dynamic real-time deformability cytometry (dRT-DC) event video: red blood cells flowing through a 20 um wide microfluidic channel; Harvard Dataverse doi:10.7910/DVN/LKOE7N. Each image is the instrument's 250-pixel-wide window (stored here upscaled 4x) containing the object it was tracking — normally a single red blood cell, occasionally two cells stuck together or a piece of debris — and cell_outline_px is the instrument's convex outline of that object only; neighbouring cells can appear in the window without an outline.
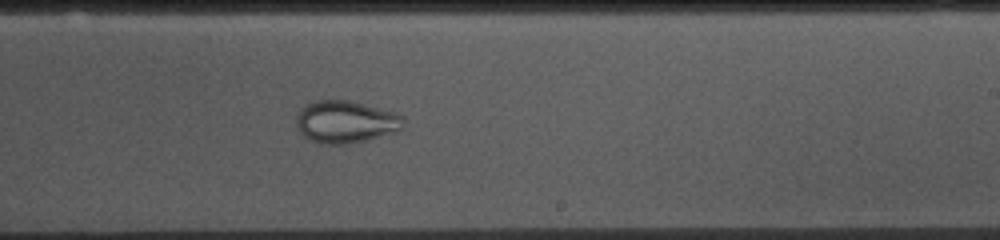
{"species": "common noctule bat (a hibernating species)", "species_latin": "Nyctalus noctula", "temperature_condition": "cold", "stored_images_in_passage": 53, "camera_frame_rate_fps": 3000, "um_per_image_px": 0.085, "animal": {"sex": "female", "body_mass_g": 10.0, "forearm_length_mm": 53.1}, "frame": {"image": 1, "passage_image": 31, "time_ms": 10.0, "image_size_px": [1000, 240], "cell_outline_px": [[404, 128], [400, 132], [368, 140], [348, 144], [320, 144], [308, 140], [300, 132], [296, 124], [296, 116], [304, 104], [316, 100], [348, 100], [364, 104], [392, 112], [404, 116]], "centroid_in_image_um": [29.39, 10.38], "position_along_channel_um": 259.6, "area_um2": 26.88}}
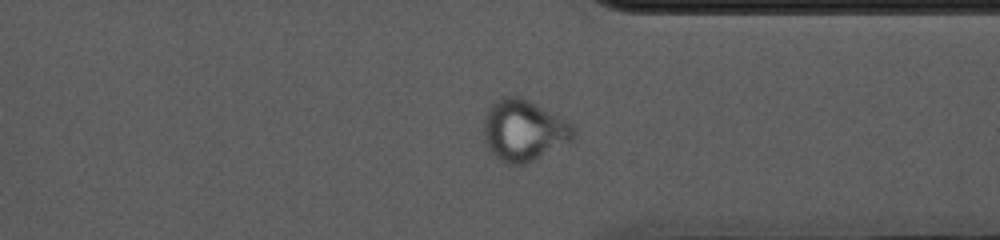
{"frame": {"image": 2, "passage_image": 40, "time_ms": 13.0, "image_size_px": [1000, 240], "cell_outline_px": [[576, 136], [572, 140], [524, 164], [508, 164], [500, 160], [488, 148], [484, 136], [484, 120], [488, 108], [492, 100], [504, 96], [520, 96], [568, 120], [572, 124], [576, 132]], "centroid_in_image_um": [44.51, 11.05], "position_along_channel_um": 366.9, "area_um2": 31.91}}
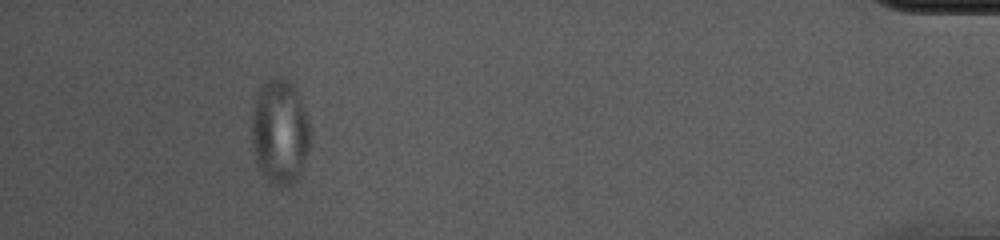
{"frame": {"image": 3, "passage_image": 49, "time_ms": 16.0, "image_size_px": [1000, 240], "cell_outline_px": [[312, 136], [296, 184], [268, 184], [256, 168], [252, 152], [252, 108], [256, 92], [268, 80], [276, 76], [284, 76], [292, 80], [300, 96], [312, 132]], "centroid_in_image_um": [23.77, 11.18], "position_along_channel_um": 411.4, "area_um2": 36.88}}